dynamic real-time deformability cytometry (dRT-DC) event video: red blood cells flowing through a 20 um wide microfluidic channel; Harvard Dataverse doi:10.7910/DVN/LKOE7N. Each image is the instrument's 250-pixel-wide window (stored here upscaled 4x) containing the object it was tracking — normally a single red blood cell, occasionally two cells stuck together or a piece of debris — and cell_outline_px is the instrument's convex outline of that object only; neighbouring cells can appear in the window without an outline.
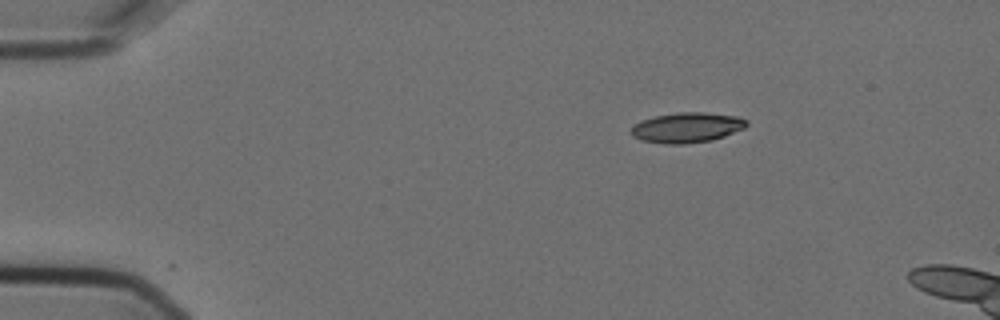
{"species": "Egyptian fruit bat (a non-hibernating species)", "species_latin": "Rousettus aegyptiacus", "temperature_condition": "cold", "stored_images_in_passage": 5, "camera_frame_rate_fps": 3000, "um_per_image_px": 0.085, "animal": {"sex": "female"}, "frame": {"image": 1, "passage_image": 1, "time_ms": 0.0, "image_size_px": [1000, 320], "cell_outline_px": [[748, 124], [744, 128], [724, 136], [712, 140], [684, 144], [664, 144], [640, 140], [632, 136], [628, 132], [632, 124], [640, 120], [656, 116], [680, 112], [704, 112], [740, 116], [748, 120]], "centroid_in_image_um": [58.35, 10.84], "position_along_channel_um": 26.6, "area_um2": 20.63}}